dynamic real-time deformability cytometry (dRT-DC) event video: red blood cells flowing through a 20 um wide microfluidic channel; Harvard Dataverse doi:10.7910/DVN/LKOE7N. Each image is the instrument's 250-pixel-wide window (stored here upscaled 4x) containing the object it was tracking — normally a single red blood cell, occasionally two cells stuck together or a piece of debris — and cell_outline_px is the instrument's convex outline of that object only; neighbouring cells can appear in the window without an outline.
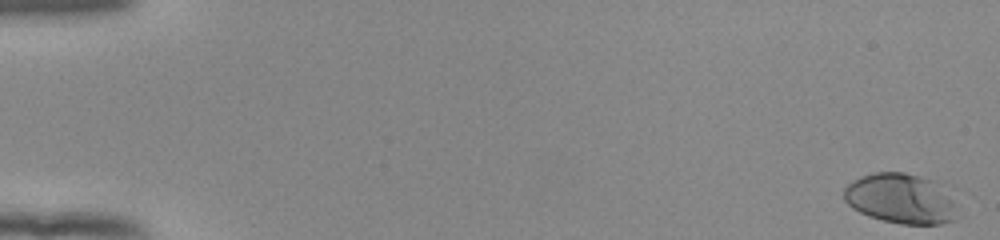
{"species": "human", "species_latin": "Homo sapiens", "temperature_condition": "room temperature", "stored_images_in_passage": 54, "camera_frame_rate_fps": 3000, "um_per_image_px": 0.085, "donor": {"sex": "female"}, "frame": {"image": 1, "passage_image": 1, "time_ms": 0.0, "image_size_px": [1000, 240], "cell_outline_px": [[956, 220], [940, 224], [900, 224], [868, 216], [852, 208], [844, 200], [844, 188], [852, 180], [876, 172], [904, 172], [920, 176], [932, 180], [952, 200]], "centroid_in_image_um": [76.5, 16.89], "position_along_channel_um": 8.5, "area_um2": 32.54}}
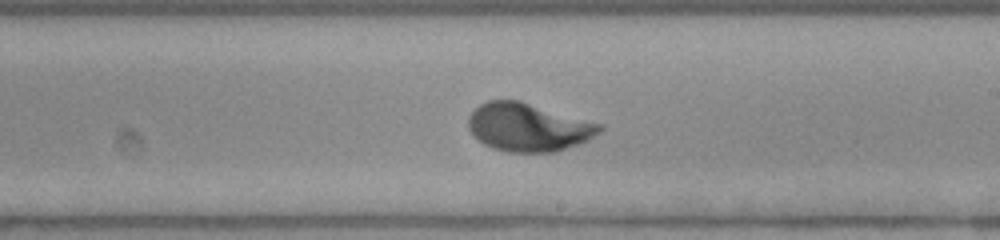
{"frame": {"image": 2, "passage_image": 33, "time_ms": 10.667, "image_size_px": [1000, 240], "cell_outline_px": [[604, 128], [600, 132], [588, 140], [556, 152], [508, 152], [492, 148], [484, 144], [468, 128], [468, 116], [480, 104], [488, 100], [520, 100], [604, 124]], "centroid_in_image_um": [44.94, 10.8], "position_along_channel_um": 244.1, "area_um2": 36.99}}
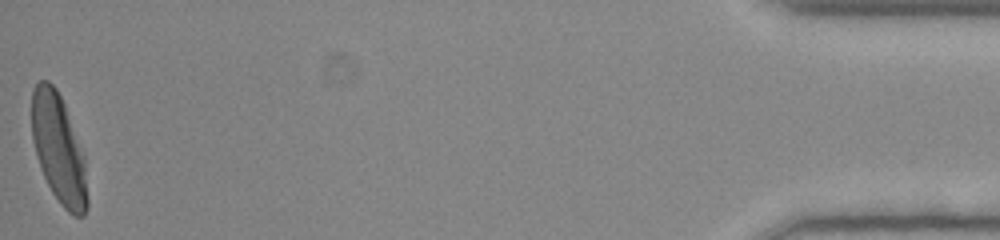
{"frame": {"image": 3, "passage_image": 54, "time_ms": 17.667, "image_size_px": [1000, 240], "cell_outline_px": [[88, 208], [84, 216], [72, 216], [60, 204], [52, 192], [40, 168], [36, 156], [32, 140], [32, 88], [40, 80], [48, 80], [56, 88], [64, 104], [84, 156], [88, 200]], "centroid_in_image_um": [4.98, 12.69], "position_along_channel_um": 430.2, "area_um2": 35.26}, "authors_computed_cell_mechanics": {"area_um2": 34.4777, "velocity_mm_per_s": 3.9075, "shape_relaxation_time_tau1_ms": 3.0218, "shape_relaxation_time_tau2_ms": null, "deformation_change_tau1": 0.1862, "deformation_change_tau2": null}}